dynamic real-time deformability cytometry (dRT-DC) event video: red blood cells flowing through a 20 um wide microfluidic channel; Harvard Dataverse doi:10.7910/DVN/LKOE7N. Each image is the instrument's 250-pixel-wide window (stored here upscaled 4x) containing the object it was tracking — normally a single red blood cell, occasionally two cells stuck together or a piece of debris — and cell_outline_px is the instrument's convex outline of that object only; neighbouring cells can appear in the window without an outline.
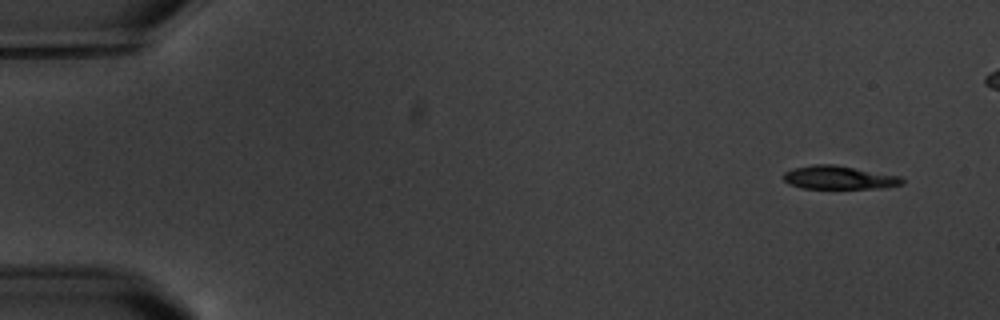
{"species": "common noctule bat (a hibernating species)", "species_latin": "Nyctalus noctula", "temperature_condition": "warm", "stored_images_in_passage": 6, "camera_frame_rate_fps": 3000, "um_per_image_px": 0.085, "animal": {"sex": "male", "body_mass_g": 20.1, "forearm_length_mm": 53.5}, "frame": {"image": 1, "passage_image": 1, "time_ms": 0.0, "image_size_px": [1000, 320], "cell_outline_px": [[904, 184], [884, 188], [800, 188], [788, 184], [784, 180], [784, 172], [792, 168], [812, 164], [832, 164], [900, 176], [904, 180]], "centroid_in_image_um": [71.29, 15.09], "position_along_channel_um": 13.7, "area_um2": 16.18}}